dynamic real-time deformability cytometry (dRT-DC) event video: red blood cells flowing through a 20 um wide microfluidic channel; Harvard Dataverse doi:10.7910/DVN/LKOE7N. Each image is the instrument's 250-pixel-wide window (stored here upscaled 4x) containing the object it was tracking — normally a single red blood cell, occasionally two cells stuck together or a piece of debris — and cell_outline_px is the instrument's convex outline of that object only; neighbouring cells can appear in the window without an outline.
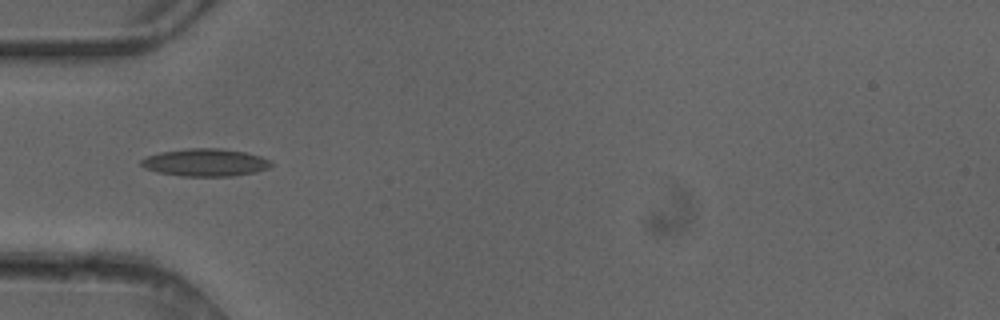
{"species": "common noctule bat (a hibernating species)", "species_latin": "Nyctalus noctula", "temperature_condition": "cold", "stored_images_in_passage": 5, "camera_frame_rate_fps": 3000, "um_per_image_px": 0.085, "animal": {"sex": "female"}, "frame": {"image": 1, "passage_image": 5, "time_ms": 1.333, "image_size_px": [1000, 320], "cell_outline_px": [[272, 164], [268, 168], [256, 172], [232, 176], [180, 176], [156, 172], [144, 168], [140, 164], [140, 160], [148, 156], [160, 152], [188, 148], [220, 148], [244, 152], [260, 156], [272, 160]], "centroid_in_image_um": [17.44, 13.81], "position_along_channel_um": 67.6, "area_um2": 20.98}}